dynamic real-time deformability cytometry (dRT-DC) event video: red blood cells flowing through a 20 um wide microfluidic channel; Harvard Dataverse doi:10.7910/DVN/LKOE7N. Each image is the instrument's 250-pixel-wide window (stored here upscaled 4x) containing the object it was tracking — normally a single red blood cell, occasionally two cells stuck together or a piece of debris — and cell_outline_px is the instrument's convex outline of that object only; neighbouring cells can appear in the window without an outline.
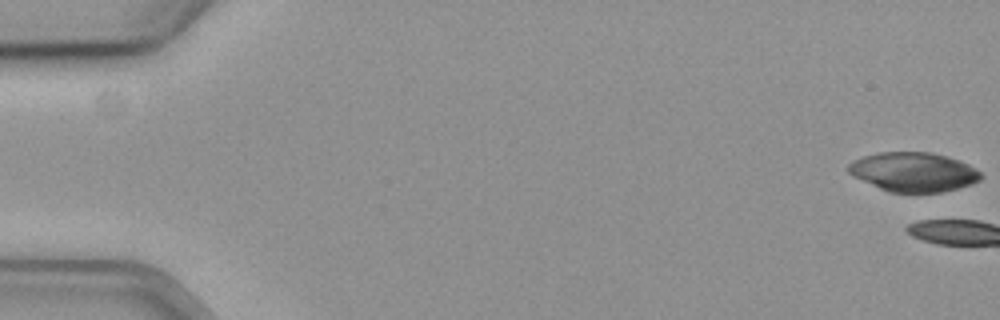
{"species": "common noctule bat (a hibernating species)", "species_latin": "Nyctalus noctula", "temperature_condition": "cold", "stored_images_in_passage": 4, "camera_frame_rate_fps": 3000, "um_per_image_px": 0.085, "animal": {"sex": "female", "body_mass_g": 19.3, "forearm_length_mm": 54.1}, "frame": {"image": 1, "passage_image": 1, "time_ms": 0.0, "image_size_px": [1000, 320], "cell_outline_px": [[980, 180], [972, 184], [940, 192], [888, 192], [848, 172], [848, 164], [864, 156], [876, 152], [932, 152], [968, 164], [976, 168], [980, 172]], "centroid_in_image_um": [77.66, 14.61], "position_along_channel_um": 7.3, "area_um2": 29.77}}